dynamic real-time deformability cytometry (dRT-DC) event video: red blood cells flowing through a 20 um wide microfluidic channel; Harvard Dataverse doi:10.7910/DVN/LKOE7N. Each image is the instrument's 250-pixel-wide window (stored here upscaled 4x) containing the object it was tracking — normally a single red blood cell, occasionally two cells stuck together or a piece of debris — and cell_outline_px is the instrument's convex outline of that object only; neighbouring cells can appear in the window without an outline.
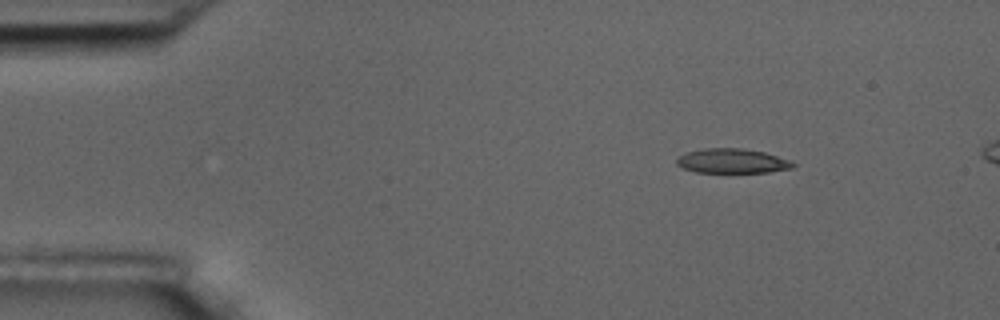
{"species": "common noctule bat (a hibernating species)", "species_latin": "Nyctalus noctula", "temperature_condition": "room temperature", "stored_images_in_passage": 48, "camera_frame_rate_fps": 3000, "um_per_image_px": 0.085, "animal": {"sex": "male", "body_mass_g": 17.5, "forearm_length_mm": 52.3}, "frame": {"image": 1, "passage_image": 1, "time_ms": 0.0, "image_size_px": [1000, 320], "cell_outline_px": [[796, 164], [792, 168], [768, 172], [696, 172], [680, 168], [676, 164], [676, 160], [680, 156], [688, 152], [704, 148], [740, 148], [764, 152], [792, 160]], "centroid_in_image_um": [62.24, 13.68], "position_along_channel_um": 22.8, "area_um2": 16.65}}
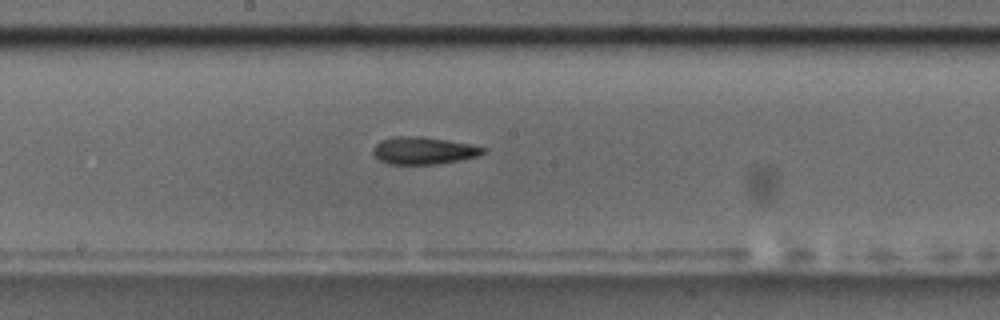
{"frame": {"image": 2, "passage_image": 23, "time_ms": 7.333, "image_size_px": [1000, 320], "cell_outline_px": [[484, 152], [476, 156], [460, 160], [436, 164], [388, 164], [380, 160], [372, 152], [372, 148], [380, 140], [392, 136], [420, 136], [448, 140], [468, 144], [484, 148]], "centroid_in_image_um": [35.93, 12.79], "position_along_channel_um": 212.3, "area_um2": 17.4}}
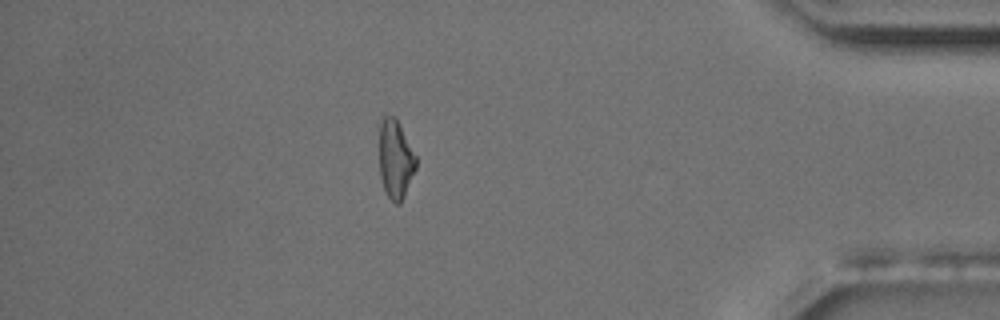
{"frame": {"image": 3, "passage_image": 42, "time_ms": 13.667, "image_size_px": [1000, 320], "cell_outline_px": [[416, 168], [404, 196], [400, 204], [396, 204], [388, 196], [384, 188], [380, 176], [380, 124], [384, 116], [396, 116], [416, 156]], "centroid_in_image_um": [33.62, 13.52], "position_along_channel_um": 401.6, "area_um2": 16.65}}